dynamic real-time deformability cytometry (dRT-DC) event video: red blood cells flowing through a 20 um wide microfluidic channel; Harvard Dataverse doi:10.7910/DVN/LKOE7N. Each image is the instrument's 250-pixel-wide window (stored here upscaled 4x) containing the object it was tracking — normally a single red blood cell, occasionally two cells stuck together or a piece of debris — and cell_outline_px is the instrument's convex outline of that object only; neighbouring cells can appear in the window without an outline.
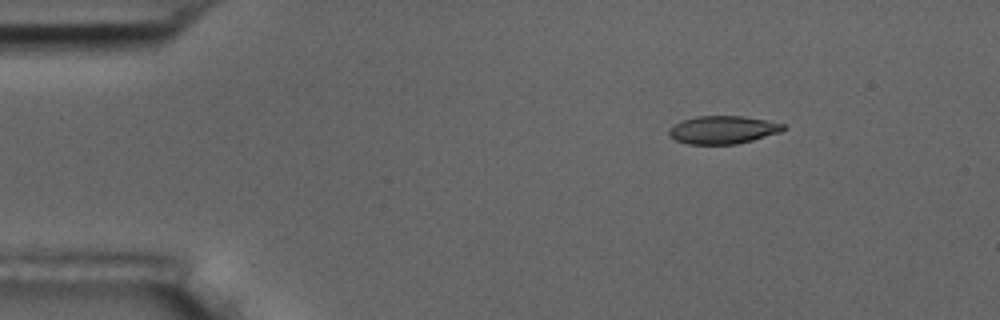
{"species": "common noctule bat (a hibernating species)", "species_latin": "Nyctalus noctula", "temperature_condition": "room temperature", "stored_images_in_passage": 15, "camera_frame_rate_fps": 3000, "um_per_image_px": 0.085, "animal": {"sex": "male", "body_mass_g": 17.5, "forearm_length_mm": 52.3}, "frame": {"image": 1, "passage_image": 3, "time_ms": 2.333, "image_size_px": [1000, 320], "cell_outline_px": [[784, 128], [780, 132], [752, 140], [736, 144], [688, 144], [676, 140], [668, 136], [668, 128], [684, 120], [696, 116], [744, 116], [784, 124]], "centroid_in_image_um": [61.4, 11.04], "position_along_channel_um": 23.6, "area_um2": 18.44}}
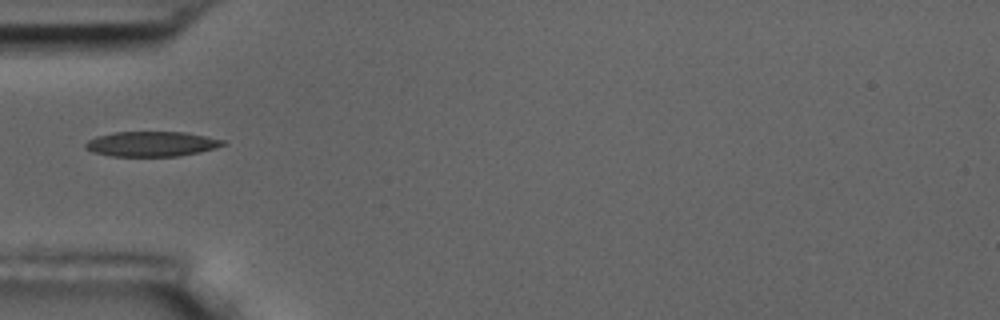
{"frame": {"image": 2, "passage_image": 5, "time_ms": 5.667, "image_size_px": [1000, 320], "cell_outline_px": [[228, 144], [216, 148], [200, 152], [180, 156], [112, 156], [92, 152], [84, 148], [84, 144], [88, 140], [96, 136], [112, 132], [184, 132], [224, 140]], "centroid_in_image_um": [12.87, 12.24], "position_along_channel_um": 72.1, "area_um2": 20.17}}
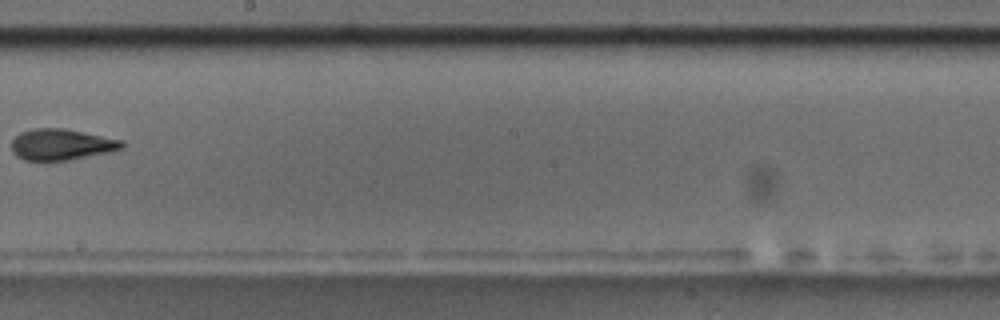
{"frame": {"image": 3, "passage_image": 9, "time_ms": 10.333, "image_size_px": [1000, 320], "cell_outline_px": [[124, 148], [108, 152], [72, 160], [24, 160], [16, 156], [12, 152], [12, 140], [20, 132], [36, 128], [64, 128], [124, 140]], "centroid_in_image_um": [5.23, 12.28], "position_along_channel_um": 243.0, "area_um2": 20.11}, "authors_computed_cell_mechanics": {"area_um2": 19.363, "velocity_mm_per_s": 3.6636, "shape_relaxation_time_tau1_ms": 4.2792, "shape_relaxation_time_tau2_ms": 2.8924, "deformation_change_tau1": 0.1587, "deformation_change_tau2": 0.121}}